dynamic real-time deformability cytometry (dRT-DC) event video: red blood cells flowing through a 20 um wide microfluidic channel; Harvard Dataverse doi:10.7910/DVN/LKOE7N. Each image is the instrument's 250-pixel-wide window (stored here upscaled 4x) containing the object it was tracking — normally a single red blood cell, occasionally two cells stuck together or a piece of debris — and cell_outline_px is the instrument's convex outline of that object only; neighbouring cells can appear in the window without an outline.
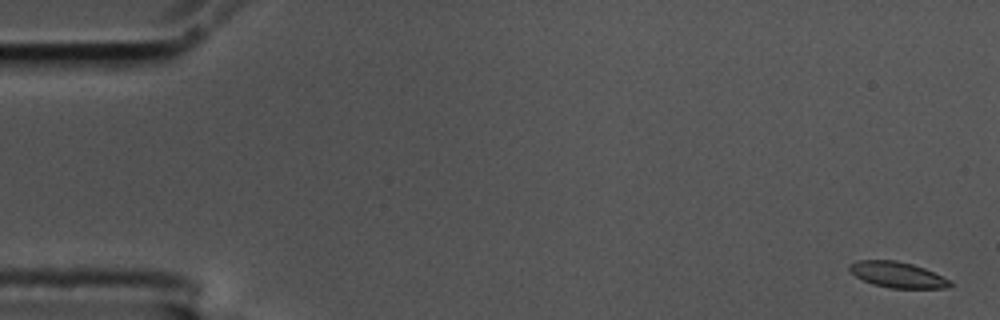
{"species": "common noctule bat (a hibernating species)", "species_latin": "Nyctalus noctula", "temperature_condition": "cold", "stored_images_in_passage": 14, "camera_frame_rate_fps": 3000, "um_per_image_px": 0.085, "animal": {"sex": "male", "body_mass_g": 17.5, "forearm_length_mm": 52.3}, "frame": {"image": 1, "passage_image": 2, "time_ms": 0.333, "image_size_px": [1000, 320], "cell_outline_px": [[952, 284], [948, 288], [892, 288], [872, 284], [856, 276], [848, 268], [848, 264], [856, 260], [896, 260], [912, 264], [924, 268], [952, 280]], "centroid_in_image_um": [76.3, 23.35], "position_along_channel_um": 8.7, "area_um2": 15.14}}